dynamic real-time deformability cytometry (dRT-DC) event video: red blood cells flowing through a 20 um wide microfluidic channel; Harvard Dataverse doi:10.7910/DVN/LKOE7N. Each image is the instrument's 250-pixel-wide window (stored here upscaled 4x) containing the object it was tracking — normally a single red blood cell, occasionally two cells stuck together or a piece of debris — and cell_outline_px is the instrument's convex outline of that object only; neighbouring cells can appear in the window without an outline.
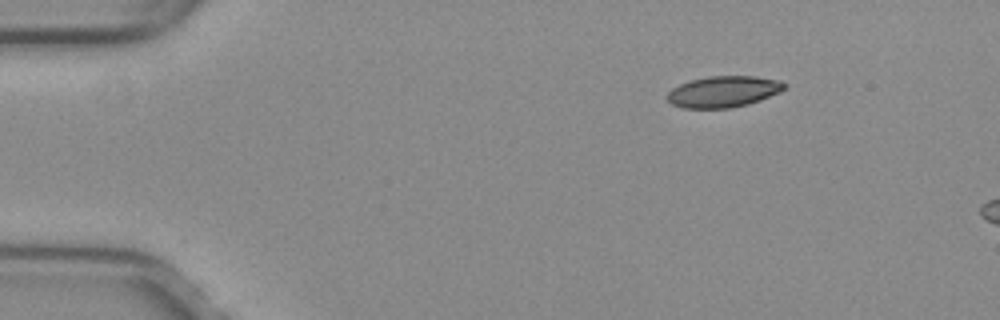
{"species": "common noctule bat (a hibernating species)", "species_latin": "Nyctalus noctula", "temperature_condition": "warm", "stored_images_in_passage": 6, "camera_frame_rate_fps": 3000, "um_per_image_px": 0.085, "animal": {"sex": "female", "body_mass_g": 29.2, "forearm_length_mm": 56.3}, "frame": {"image": 1, "passage_image": 1, "time_ms": 0.0, "image_size_px": [1000, 320], "cell_outline_px": [[788, 88], [780, 92], [760, 100], [748, 104], [728, 108], [684, 108], [672, 104], [664, 96], [672, 88], [680, 84], [692, 80], [708, 76], [756, 76], [780, 80]], "centroid_in_image_um": [61.49, 7.78], "position_along_channel_um": 23.5, "area_um2": 21.39}}